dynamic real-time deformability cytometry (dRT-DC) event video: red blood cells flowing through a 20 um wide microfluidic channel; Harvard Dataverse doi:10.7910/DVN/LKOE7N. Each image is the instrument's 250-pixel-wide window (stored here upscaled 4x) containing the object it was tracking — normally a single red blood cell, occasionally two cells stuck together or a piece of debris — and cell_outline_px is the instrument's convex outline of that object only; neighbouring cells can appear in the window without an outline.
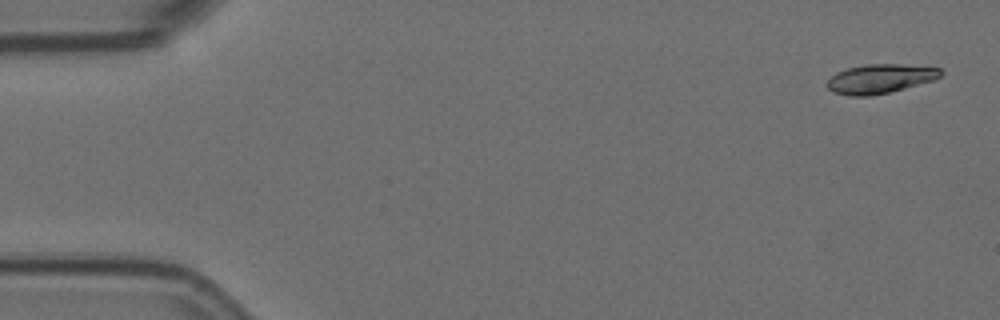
{"species": "Egyptian fruit bat (a non-hibernating species)", "species_latin": "Rousettus aegyptiacus", "temperature_condition": "room temperature", "stored_images_in_passage": 5, "camera_frame_rate_fps": 3000, "um_per_image_px": 0.085, "animal": {"sex": "female"}, "frame": {"image": 1, "passage_image": 1, "time_ms": 0.0, "image_size_px": [1000, 320], "cell_outline_px": [[944, 72], [940, 76], [932, 80], [904, 88], [872, 96], [848, 96], [832, 92], [824, 84], [836, 72], [848, 68], [864, 64], [900, 64], [940, 68]], "centroid_in_image_um": [74.75, 6.69], "position_along_channel_um": 10.2, "area_um2": 19.31}}
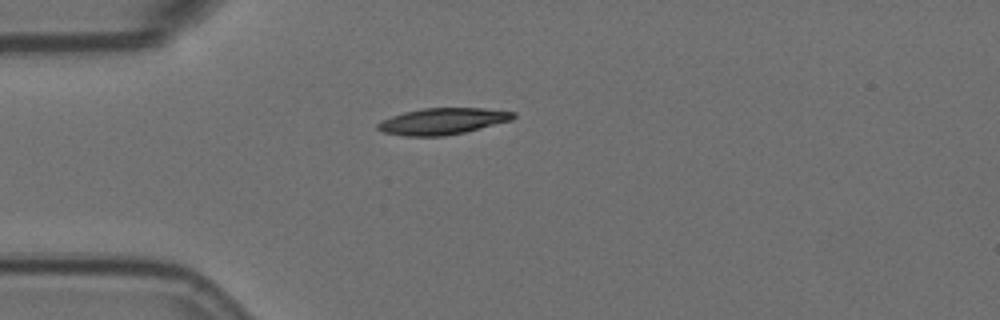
{"frame": {"image": 2, "passage_image": 5, "time_ms": 1.333, "image_size_px": [1000, 320], "cell_outline_px": [[516, 116], [512, 120], [464, 132], [444, 136], [404, 136], [384, 132], [376, 128], [376, 124], [380, 120], [404, 112], [424, 108], [484, 108], [516, 112]], "centroid_in_image_um": [37.61, 10.3], "position_along_channel_um": 47.4, "area_um2": 20.87}}